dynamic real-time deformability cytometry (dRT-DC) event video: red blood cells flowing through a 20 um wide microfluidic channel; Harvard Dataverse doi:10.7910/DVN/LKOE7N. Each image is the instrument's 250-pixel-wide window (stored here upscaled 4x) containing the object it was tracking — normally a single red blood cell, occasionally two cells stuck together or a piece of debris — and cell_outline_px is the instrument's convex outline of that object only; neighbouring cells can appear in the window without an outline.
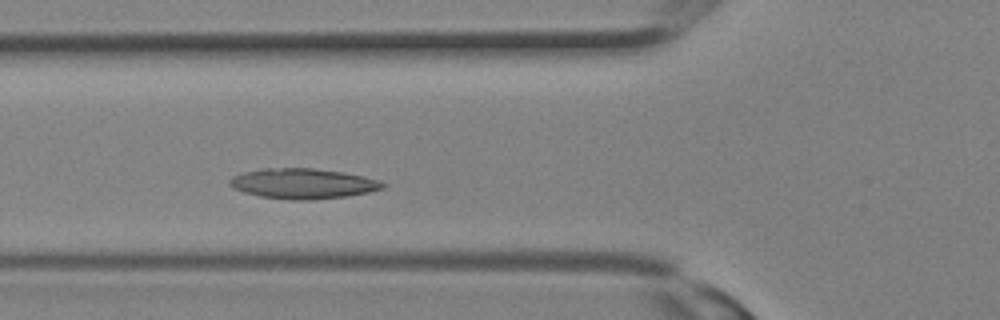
{"species": "Egyptian fruit bat (a non-hibernating species)", "species_latin": "Rousettus aegyptiacus", "temperature_condition": "room temperature", "stored_images_in_passage": 7, "camera_frame_rate_fps": 3000, "um_per_image_px": 0.085, "animal": {"sex": "female"}, "frame": {"image": 1, "passage_image": 7, "time_ms": 2.0, "image_size_px": [1000, 320], "cell_outline_px": [[388, 184], [384, 188], [368, 192], [348, 196], [308, 200], [292, 200], [260, 196], [244, 192], [228, 184], [228, 180], [232, 176], [244, 172], [260, 168], [312, 168], [344, 172], [364, 176]], "centroid_in_image_um": [25.75, 15.6], "position_along_channel_um": 100.1, "area_um2": 26.99}}